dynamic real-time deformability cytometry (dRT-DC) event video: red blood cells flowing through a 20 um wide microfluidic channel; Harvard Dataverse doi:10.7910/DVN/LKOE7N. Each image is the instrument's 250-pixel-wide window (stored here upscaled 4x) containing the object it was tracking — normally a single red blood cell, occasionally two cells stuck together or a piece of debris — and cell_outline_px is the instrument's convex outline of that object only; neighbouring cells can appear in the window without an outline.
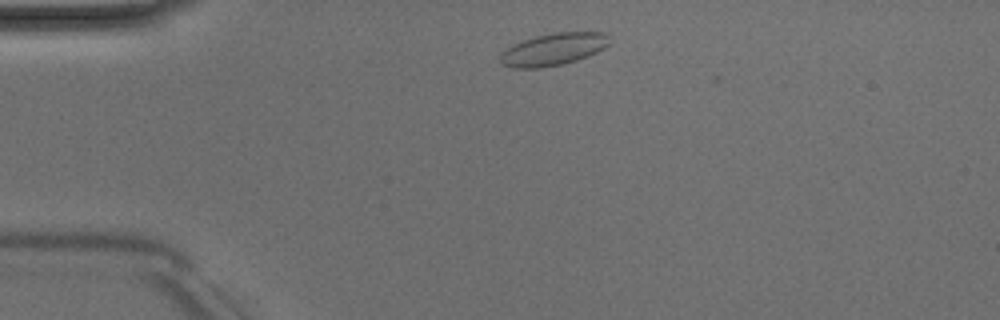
{"species": "Egyptian fruit bat (a non-hibernating species)", "species_latin": "Rousettus aegyptiacus", "temperature_condition": "room temperature", "stored_images_in_passage": 2, "camera_frame_rate_fps": 3000, "um_per_image_px": 0.085, "animal": {"sex": "male"}, "frame": {"image": 1, "passage_image": 1, "time_ms": 0.0, "image_size_px": [1000, 320], "cell_outline_px": [[608, 44], [604, 48], [596, 52], [576, 60], [560, 64], [536, 68], [512, 68], [504, 64], [500, 60], [500, 56], [512, 44], [536, 36], [552, 32], [608, 32]], "centroid_in_image_um": [47.05, 4.17], "position_along_channel_um": 38.0, "area_um2": 20.17}}